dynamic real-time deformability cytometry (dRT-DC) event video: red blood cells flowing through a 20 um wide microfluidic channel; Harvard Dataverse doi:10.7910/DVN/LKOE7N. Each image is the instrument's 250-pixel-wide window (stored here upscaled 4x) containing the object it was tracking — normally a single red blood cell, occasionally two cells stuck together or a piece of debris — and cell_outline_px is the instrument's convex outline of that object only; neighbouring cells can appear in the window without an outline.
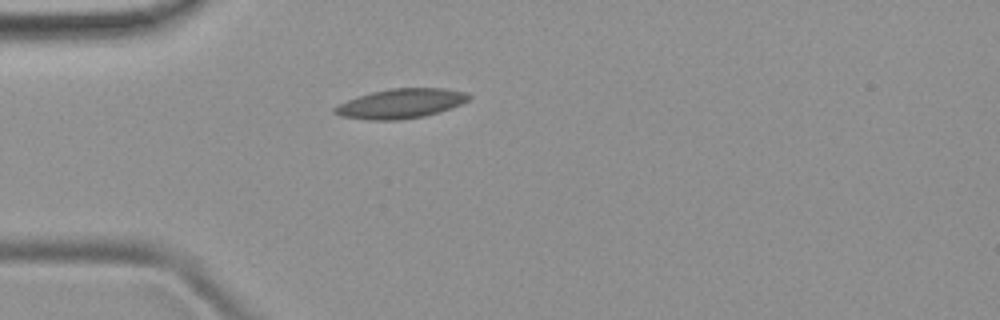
{"species": "common noctule bat (a hibernating species)", "species_latin": "Nyctalus noctula", "temperature_condition": "room temperature", "stored_images_in_passage": 1, "camera_frame_rate_fps": 3000, "um_per_image_px": 0.085, "animal": {"sex": "female", "body_mass_g": 19.9}, "frame": {"image": 1, "passage_image": 1, "time_ms": 0.0, "image_size_px": [1000, 320], "cell_outline_px": [[472, 96], [468, 100], [452, 108], [440, 112], [424, 116], [400, 120], [372, 120], [340, 116], [332, 112], [332, 108], [348, 100], [372, 92], [392, 88], [444, 88], [468, 92]], "centroid_in_image_um": [34.1, 8.8], "position_along_channel_um": 50.9, "area_um2": 23.12}}